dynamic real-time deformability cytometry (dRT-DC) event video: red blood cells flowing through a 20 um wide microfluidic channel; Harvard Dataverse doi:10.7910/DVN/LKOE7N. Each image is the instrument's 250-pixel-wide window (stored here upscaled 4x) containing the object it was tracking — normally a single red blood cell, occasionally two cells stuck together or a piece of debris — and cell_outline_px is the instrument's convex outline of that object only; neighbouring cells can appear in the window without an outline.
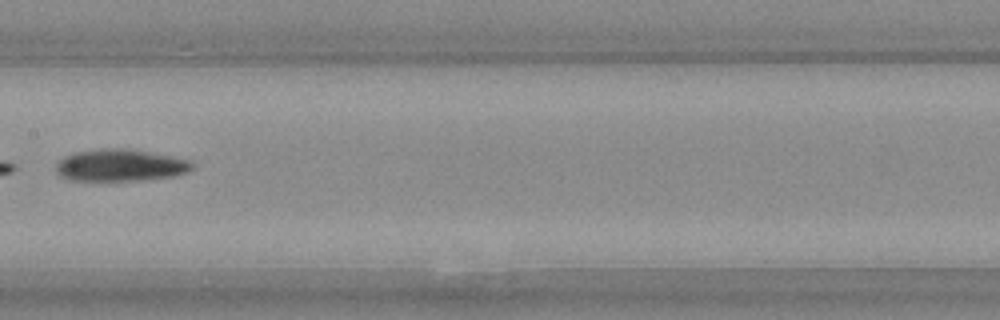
{"species": "Egyptian fruit bat (a non-hibernating species)", "species_latin": "Rousettus aegyptiacus", "temperature_condition": "warm", "stored_images_in_passage": 21, "camera_frame_rate_fps": 3000, "um_per_image_px": 0.085, "animal": {"sex": "female"}, "frame": {"image": 1, "passage_image": 7, "time_ms": 2.0, "image_size_px": [1000, 320], "cell_outline_px": [[192, 168], [184, 172], [168, 176], [136, 180], [72, 180], [60, 176], [56, 172], [56, 164], [64, 156], [76, 152], [108, 148], [116, 148], [144, 152], [168, 156], [188, 160], [192, 164]], "centroid_in_image_um": [10.12, 14.05], "position_along_channel_um": 197.3, "area_um2": 24.39}}